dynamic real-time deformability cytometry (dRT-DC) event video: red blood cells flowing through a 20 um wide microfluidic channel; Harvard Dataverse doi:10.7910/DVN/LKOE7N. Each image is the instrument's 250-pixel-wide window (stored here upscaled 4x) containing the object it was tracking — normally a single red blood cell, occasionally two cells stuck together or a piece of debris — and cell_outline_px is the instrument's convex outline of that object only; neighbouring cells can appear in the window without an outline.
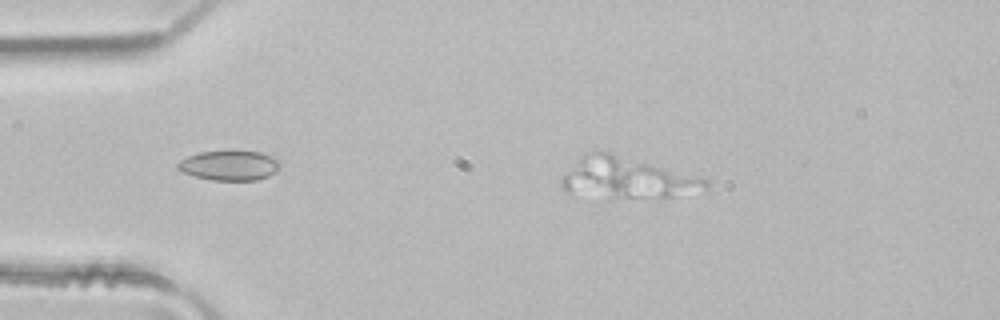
{"species": "common noctule bat (a hibernating species)", "species_latin": "Nyctalus noctula", "temperature_condition": "room temperature", "stored_images_in_passage": 5, "camera_frame_rate_fps": 3000, "um_per_image_px": 0.085, "animal": {"sex": "male", "body_mass_g": 21.5, "forearm_length_mm": 52.0}, "frame": {"image": 1, "passage_image": 3, "time_ms": 0.667, "image_size_px": [1000, 320], "cell_outline_px": [[708, 188], [672, 196], [624, 196], [568, 192], [560, 184], [560, 180], [576, 160], [580, 156], [588, 152], [608, 152], [700, 176], [708, 180]], "centroid_in_image_um": [53.31, 15.08], "position_along_channel_um": 31.7, "area_um2": 32.89}}